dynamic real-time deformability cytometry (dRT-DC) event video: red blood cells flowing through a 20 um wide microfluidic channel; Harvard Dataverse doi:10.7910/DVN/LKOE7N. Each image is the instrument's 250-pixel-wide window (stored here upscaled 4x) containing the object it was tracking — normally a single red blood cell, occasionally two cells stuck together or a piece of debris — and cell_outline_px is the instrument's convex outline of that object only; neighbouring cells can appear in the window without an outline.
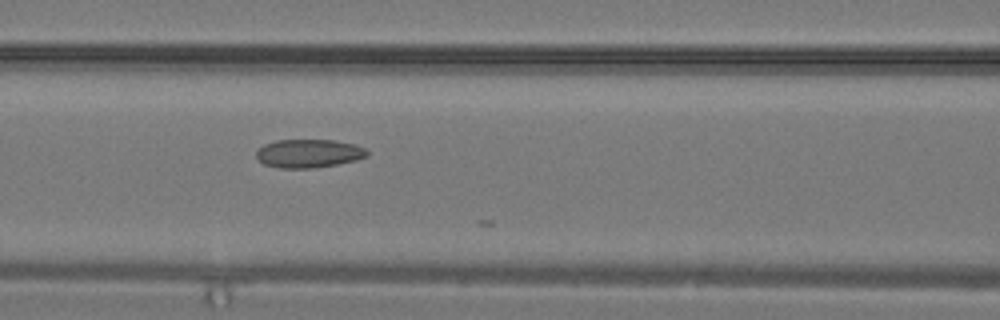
{"species": "common noctule bat (a hibernating species)", "species_latin": "Nyctalus noctula", "temperature_condition": "warm", "stored_images_in_passage": 14, "camera_frame_rate_fps": 3000, "um_per_image_px": 0.085, "animal": {"sex": "male", "body_mass_g": 19.2, "forearm_length_mm": 51.8}, "frame": {"image": 1, "passage_image": 14, "time_ms": 4.333, "image_size_px": [1000, 320], "cell_outline_px": [[368, 156], [356, 160], [336, 164], [312, 168], [280, 168], [264, 164], [256, 156], [256, 152], [264, 144], [276, 140], [336, 140], [356, 144], [364, 148], [368, 152]], "centroid_in_image_um": [26.26, 13.03], "position_along_channel_um": 140.3, "area_um2": 18.32}}